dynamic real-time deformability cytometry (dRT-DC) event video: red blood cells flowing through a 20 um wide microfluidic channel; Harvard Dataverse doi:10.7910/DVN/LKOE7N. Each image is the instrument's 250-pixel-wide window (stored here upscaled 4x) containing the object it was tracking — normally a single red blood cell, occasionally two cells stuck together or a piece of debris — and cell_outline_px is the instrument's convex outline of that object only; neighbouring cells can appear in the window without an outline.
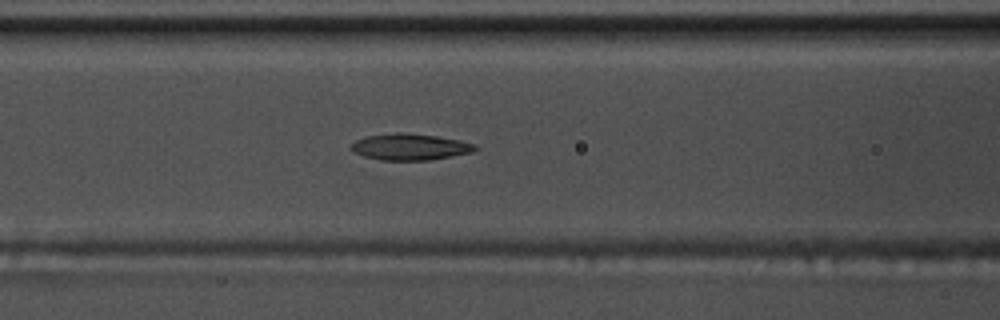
{"species": "common noctule bat (a hibernating species)", "species_latin": "Nyctalus noctula", "temperature_condition": "warm", "stored_images_in_passage": 56, "camera_frame_rate_fps": 3000, "um_per_image_px": 0.085, "animal": {"sex": "male", "body_mass_g": 17.5, "forearm_length_mm": 52.3}, "frame": {"image": 1, "passage_image": 24, "time_ms": 7.667, "image_size_px": [1000, 320], "cell_outline_px": [[476, 148], [472, 152], [452, 156], [428, 160], [380, 160], [364, 156], [352, 152], [348, 148], [356, 140], [364, 136], [400, 132], [436, 136], [460, 140], [476, 144]], "centroid_in_image_um": [34.8, 12.48], "position_along_channel_um": 131.8, "area_um2": 19.07}}
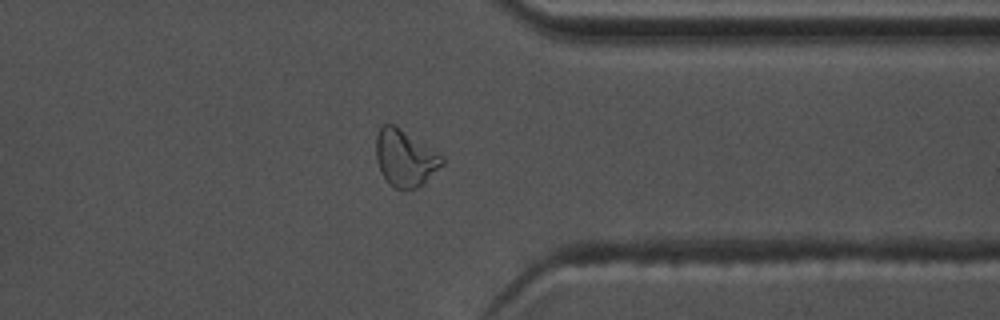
{"frame": {"image": 2, "passage_image": 44, "time_ms": 14.333, "image_size_px": [1000, 320], "cell_outline_px": [[444, 164], [424, 184], [416, 188], [396, 188], [380, 172], [376, 160], [376, 136], [380, 128], [384, 124], [392, 124], [400, 128], [444, 156]], "centroid_in_image_um": [34.45, 13.43], "position_along_channel_um": 377.0, "area_um2": 21.62}}
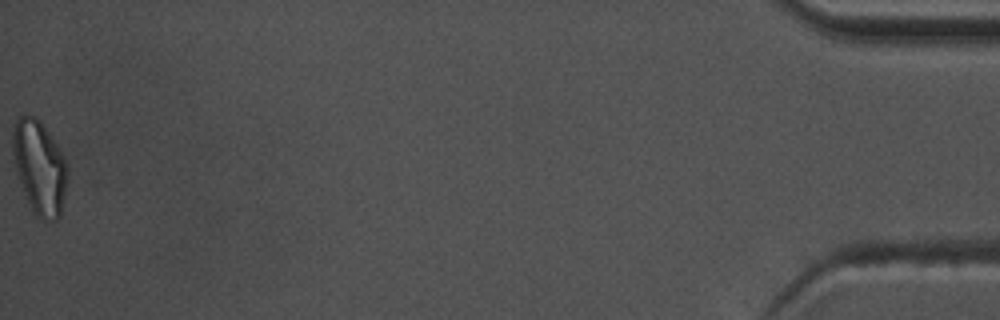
{"frame": {"image": 3, "passage_image": 56, "time_ms": 18.333, "image_size_px": [1000, 320], "cell_outline_px": [[68, 180], [60, 216], [56, 220], [44, 220], [36, 216], [32, 212], [16, 176], [12, 152], [12, 132], [16, 120], [20, 116], [36, 116], [40, 120], [56, 144], [68, 168]], "centroid_in_image_um": [3.33, 14.26], "position_along_channel_um": 431.9, "area_um2": 30.11}, "authors_computed_cell_mechanics": {"area_um2": 19.5653, "velocity_mm_per_s": 3.7527, "shape_relaxation_time_tau1_ms": 5.8469, "shape_relaxation_time_tau2_ms": 3.0799, "deformation_change_tau1": 0.1899, "deformation_change_tau2": 0.0996}}